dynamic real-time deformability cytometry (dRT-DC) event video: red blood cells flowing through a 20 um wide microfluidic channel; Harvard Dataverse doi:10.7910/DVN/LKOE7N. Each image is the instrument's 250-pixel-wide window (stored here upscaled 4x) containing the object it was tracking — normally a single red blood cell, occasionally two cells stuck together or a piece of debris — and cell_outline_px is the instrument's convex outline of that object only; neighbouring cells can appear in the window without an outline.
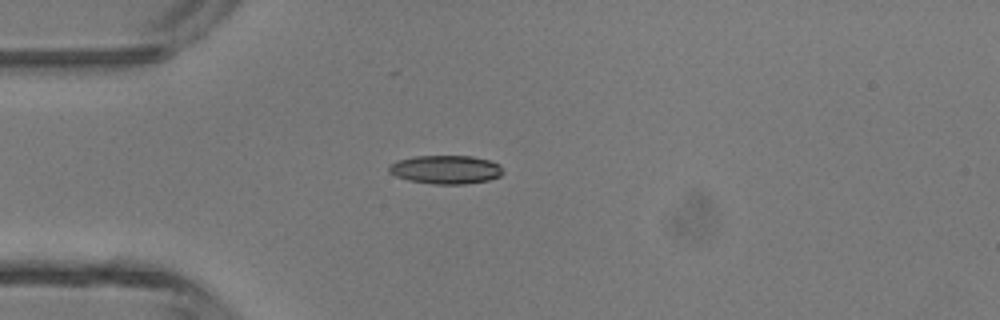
{"species": "common noctule bat (a hibernating species)", "species_latin": "Nyctalus noctula", "temperature_condition": "room temperature", "stored_images_in_passage": 3, "camera_frame_rate_fps": 3000, "um_per_image_px": 0.085, "animal": {"sex": "male", "body_mass_g": 13.3}, "frame": {"image": 1, "passage_image": 2, "time_ms": 0.333, "image_size_px": [1000, 320], "cell_outline_px": [[504, 172], [500, 176], [488, 180], [464, 184], [432, 184], [408, 180], [396, 176], [388, 172], [388, 164], [396, 160], [416, 156], [472, 156], [488, 160], [500, 164]], "centroid_in_image_um": [37.86, 14.41], "position_along_channel_um": 47.1, "area_um2": 19.13}}